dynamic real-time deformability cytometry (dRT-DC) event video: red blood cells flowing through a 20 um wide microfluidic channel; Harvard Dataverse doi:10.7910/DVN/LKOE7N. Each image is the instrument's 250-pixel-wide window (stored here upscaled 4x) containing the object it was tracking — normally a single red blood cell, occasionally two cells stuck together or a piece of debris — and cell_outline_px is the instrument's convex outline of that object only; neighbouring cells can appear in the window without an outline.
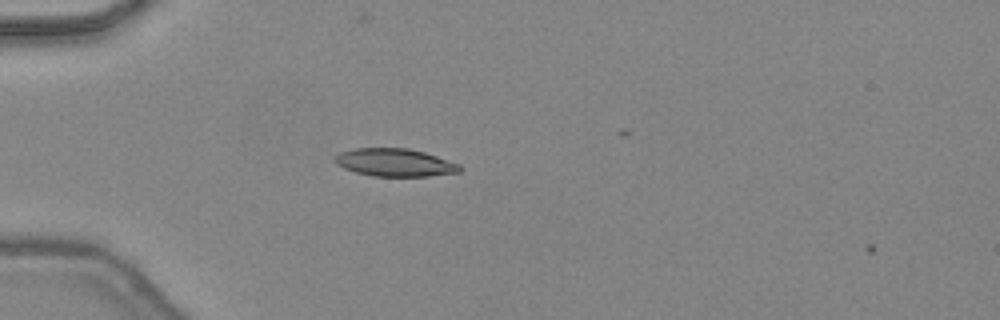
{"species": "common noctule bat (a hibernating species)", "species_latin": "Nyctalus noctula", "temperature_condition": "warm", "stored_images_in_passage": 5, "camera_frame_rate_fps": 3000, "um_per_image_px": 0.085, "animal": {"sex": "female", "body_mass_g": 24.6, "forearm_length_mm": 56.2}, "frame": {"image": 1, "passage_image": 4, "time_ms": 1.0, "image_size_px": [1000, 320], "cell_outline_px": [[464, 168], [460, 172], [428, 176], [372, 176], [356, 172], [344, 168], [336, 164], [332, 160], [340, 152], [356, 148], [408, 148], [424, 152], [460, 164]], "centroid_in_image_um": [33.57, 13.81], "position_along_channel_um": 51.4, "area_um2": 20.29}}